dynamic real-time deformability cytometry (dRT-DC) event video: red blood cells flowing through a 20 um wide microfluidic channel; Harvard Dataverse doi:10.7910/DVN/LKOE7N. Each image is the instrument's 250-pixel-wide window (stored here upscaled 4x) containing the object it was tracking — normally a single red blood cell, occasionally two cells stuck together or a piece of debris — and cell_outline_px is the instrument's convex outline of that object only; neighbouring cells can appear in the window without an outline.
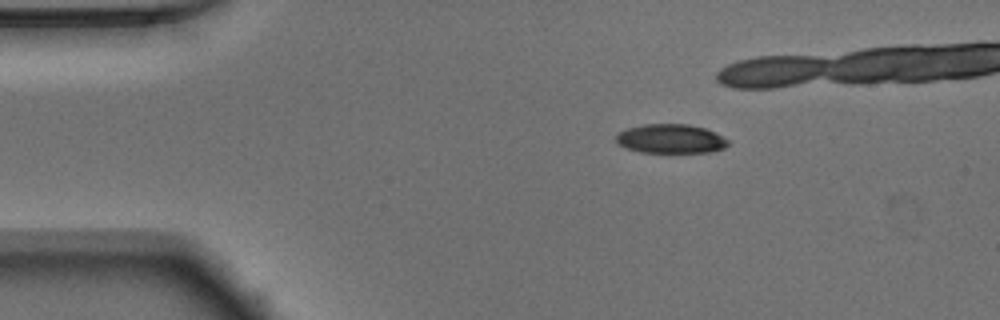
{"species": "Egyptian fruit bat (a non-hibernating species)", "species_latin": "Rousettus aegyptiacus", "temperature_condition": "warm", "stored_images_in_passage": 33, "camera_frame_rate_fps": 3000, "um_per_image_px": 0.085, "animal": {"sex": "male"}, "frame": {"image": 1, "passage_image": 1, "time_ms": 0.0, "image_size_px": [1000, 320], "cell_outline_px": [[728, 144], [724, 148], [712, 152], [640, 152], [616, 144], [616, 136], [620, 132], [628, 128], [644, 124], [688, 124], [704, 128], [728, 140]], "centroid_in_image_um": [56.99, 11.8], "position_along_channel_um": 28.0, "area_um2": 18.79}}
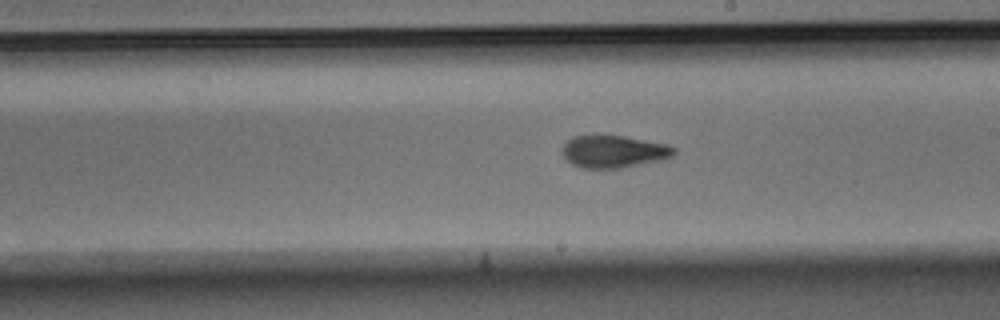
{"frame": {"image": 2, "passage_image": 21, "time_ms": 6.667, "image_size_px": [1000, 320], "cell_outline_px": [[676, 152], [672, 156], [660, 160], [620, 168], [580, 168], [572, 164], [564, 156], [564, 144], [568, 140], [576, 136], [624, 136], [668, 144], [676, 148]], "centroid_in_image_um": [52.2, 12.89], "position_along_channel_um": 236.8, "area_um2": 20.75}}
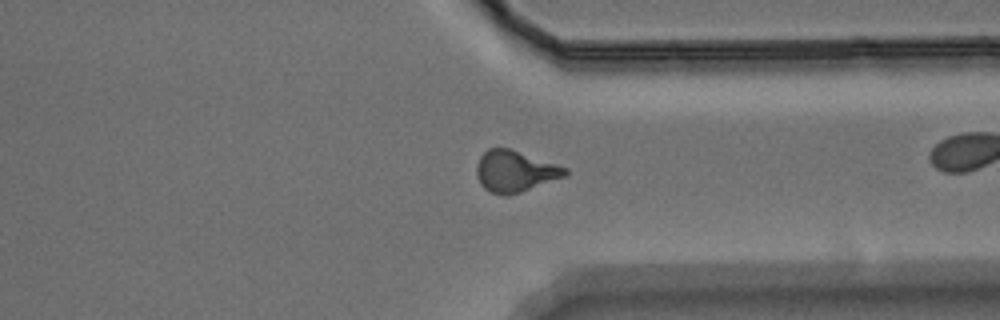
{"frame": {"image": 3, "passage_image": 31, "time_ms": 10.0, "image_size_px": [1000, 320], "cell_outline_px": [[568, 172], [564, 176], [520, 192], [508, 196], [504, 196], [488, 192], [480, 184], [476, 172], [476, 164], [480, 156], [488, 148], [508, 148], [568, 168]], "centroid_in_image_um": [43.72, 14.57], "position_along_channel_um": 367.7, "area_um2": 21.15}}